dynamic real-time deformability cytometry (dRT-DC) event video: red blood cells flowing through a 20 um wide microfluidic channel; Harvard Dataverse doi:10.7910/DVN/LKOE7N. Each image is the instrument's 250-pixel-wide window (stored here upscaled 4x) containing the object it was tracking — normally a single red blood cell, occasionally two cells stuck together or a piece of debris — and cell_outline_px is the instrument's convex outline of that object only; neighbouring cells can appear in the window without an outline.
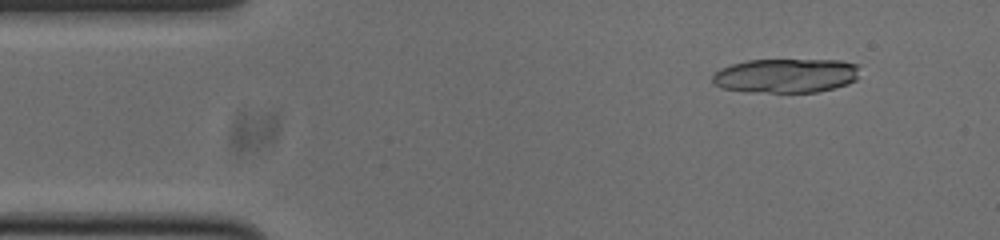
{"species": "common noctule bat (a hibernating species)", "species_latin": "Nyctalus noctula", "temperature_condition": "cold", "stored_images_in_passage": 52, "camera_frame_rate_fps": 3000, "um_per_image_px": 0.085, "animal": {"sex": "male", "body_mass_g": 20.0, "forearm_length_mm": 53.3}, "frame": {"image": 1, "passage_image": 5, "time_ms": 1.333, "image_size_px": [1000, 240], "cell_outline_px": [[856, 80], [848, 84], [816, 92], [748, 92], [720, 88], [712, 84], [712, 76], [720, 68], [732, 64], [748, 60], [840, 60], [856, 64]], "centroid_in_image_um": [66.73, 6.43], "position_along_channel_um": 18.3, "area_um2": 29.36}}
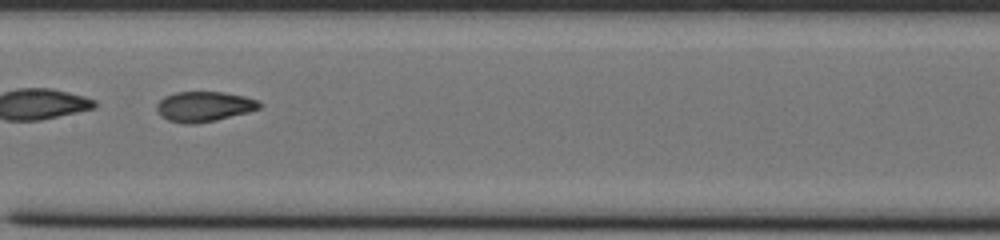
{"frame": {"image": 2, "passage_image": 25, "time_ms": 8.0, "image_size_px": [1000, 240], "cell_outline_px": [[264, 104], [260, 108], [248, 112], [216, 120], [196, 124], [184, 124], [168, 120], [160, 116], [156, 108], [156, 104], [164, 96], [176, 92], [224, 92], [244, 96], [256, 100]], "centroid_in_image_um": [17.33, 9.06], "position_along_channel_um": 190.1, "area_um2": 18.15}, "authors_computed_cell_mechanics": {"area_um2": 18.9873, "velocity_mm_per_s": 3.7899, "shape_relaxation_time_tau1_ms": 3.7064, "shape_relaxation_time_tau2_ms": 1.732, "deformation_change_tau1": 0.1716, "deformation_change_tau2": 0.0703}}